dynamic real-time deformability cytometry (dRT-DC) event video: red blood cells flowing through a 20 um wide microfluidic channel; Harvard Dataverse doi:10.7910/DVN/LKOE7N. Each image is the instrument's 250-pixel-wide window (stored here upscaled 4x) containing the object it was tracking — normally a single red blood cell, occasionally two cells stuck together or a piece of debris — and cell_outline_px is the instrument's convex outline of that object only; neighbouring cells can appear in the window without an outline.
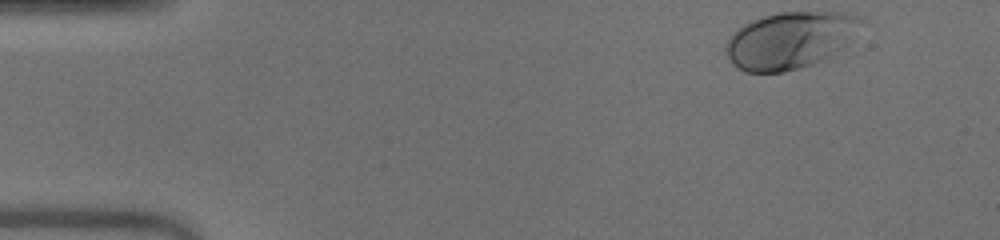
{"species": "human", "species_latin": "Homo sapiens", "temperature_condition": "warm", "stored_images_in_passage": 38, "camera_frame_rate_fps": 3000, "um_per_image_px": 0.085, "donor": {"sex": "male"}, "frame": {"image": 1, "passage_image": 1, "time_ms": 0.0, "image_size_px": [1000, 240], "cell_outline_px": [[860, 20], [836, 48], [824, 60], [812, 64], [784, 72], [744, 72], [736, 68], [732, 64], [724, 48], [732, 32], [744, 24], [752, 20], [764, 16], [780, 12], [844, 12], [860, 16]], "centroid_in_image_um": [66.97, 3.43], "position_along_channel_um": 18.0, "area_um2": 43.35}}
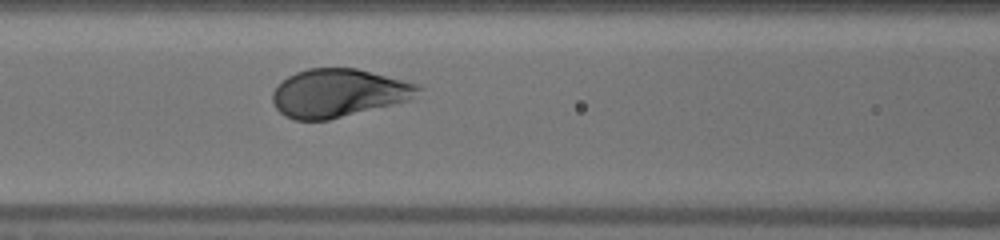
{"frame": {"image": 2, "passage_image": 18, "time_ms": 5.667, "image_size_px": [1000, 240], "cell_outline_px": [[424, 88], [408, 100], [328, 120], [296, 120], [284, 116], [276, 108], [272, 100], [272, 92], [288, 76], [296, 72], [308, 68], [356, 68], [420, 84]], "centroid_in_image_um": [28.76, 7.9], "position_along_channel_um": 137.8, "area_um2": 40.63}}
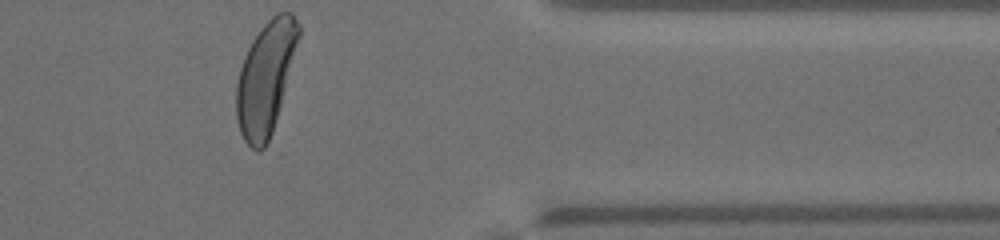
{"frame": {"image": 3, "passage_image": 38, "time_ms": 12.333, "image_size_px": [1000, 240], "cell_outline_px": [[300, 36], [272, 132], [264, 148], [260, 152], [256, 152], [244, 140], [240, 132], [236, 116], [236, 84], [240, 68], [244, 56], [252, 40], [260, 28], [276, 12], [292, 12], [300, 24]], "centroid_in_image_um": [22.56, 6.61], "position_along_channel_um": 388.8, "area_um2": 40.52}, "authors_computed_cell_mechanics": {"area_um2": 41.5004, "velocity_mm_per_s": 4.0394, "shape_relaxation_time_tau1_ms": 1.8882, "shape_relaxation_time_tau2_ms": null, "deformation_change_tau1": 0.1701, "deformation_change_tau2": null}}